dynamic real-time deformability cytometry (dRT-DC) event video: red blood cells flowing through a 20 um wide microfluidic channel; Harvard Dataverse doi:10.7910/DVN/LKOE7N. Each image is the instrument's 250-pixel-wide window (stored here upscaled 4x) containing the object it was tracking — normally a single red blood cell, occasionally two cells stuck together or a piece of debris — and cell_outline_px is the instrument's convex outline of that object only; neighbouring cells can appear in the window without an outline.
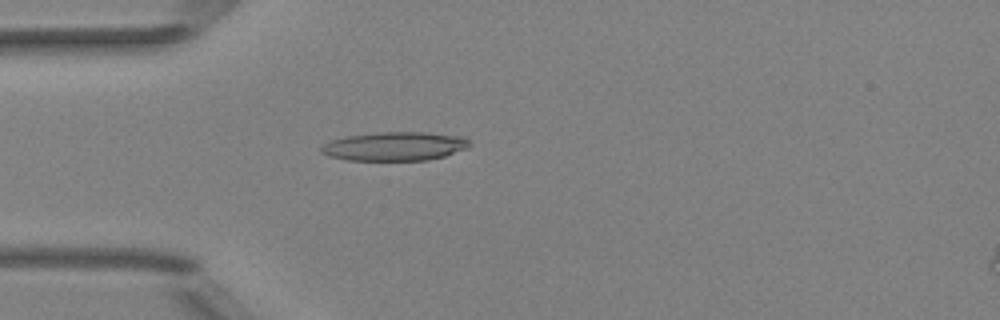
{"species": "Egyptian fruit bat (a non-hibernating species)", "species_latin": "Rousettus aegyptiacus", "temperature_condition": "room temperature", "stored_images_in_passage": 51, "camera_frame_rate_fps": 3000, "um_per_image_px": 0.085, "animal": {"sex": "female"}, "frame": {"image": 1, "passage_image": 15, "time_ms": 4.667, "image_size_px": [1000, 320], "cell_outline_px": [[472, 144], [468, 148], [444, 156], [428, 160], [348, 160], [328, 156], [320, 152], [320, 148], [324, 144], [332, 140], [348, 136], [376, 132], [424, 132], [464, 136]], "centroid_in_image_um": [33.58, 12.43], "position_along_channel_um": 51.4, "area_um2": 24.97}}
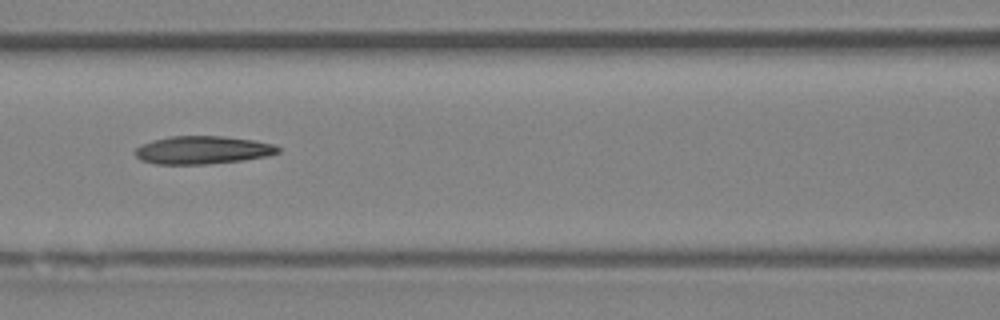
{"frame": {"image": 2, "passage_image": 23, "time_ms": 7.333, "image_size_px": [1000, 320], "cell_outline_px": [[280, 152], [268, 156], [244, 160], [208, 164], [156, 164], [140, 160], [132, 152], [140, 144], [152, 140], [172, 136], [224, 136], [252, 140], [272, 144], [280, 148]], "centroid_in_image_um": [17.18, 12.76], "position_along_channel_um": 149.4, "area_um2": 23.47}}
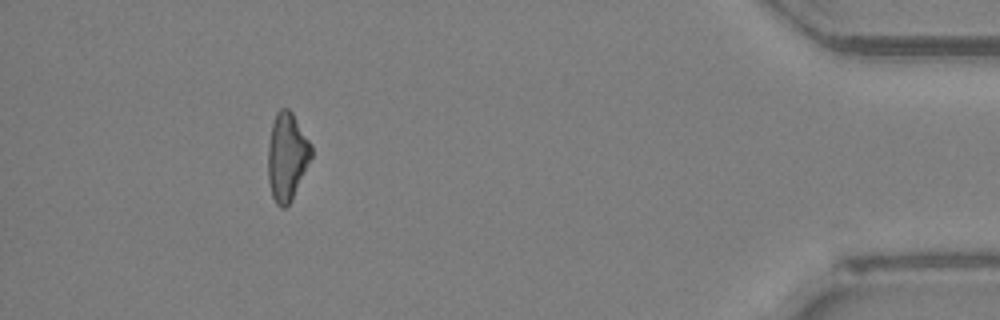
{"frame": {"image": 3, "passage_image": 47, "time_ms": 15.333, "image_size_px": [1000, 320], "cell_outline_px": [[312, 156], [292, 200], [284, 208], [280, 208], [276, 204], [272, 196], [268, 180], [268, 144], [272, 124], [276, 112], [280, 108], [288, 108], [292, 112], [312, 144]], "centroid_in_image_um": [24.39, 13.31], "position_along_channel_um": 410.8, "area_um2": 22.31}, "authors_computed_cell_mechanics": {"area_um2": 23.3512, "velocity_mm_per_s": 4.0191, "shape_relaxation_time_tau1_ms": 4.5408, "shape_relaxation_time_tau2_ms": null, "deformation_change_tau1": 0.1479, "deformation_change_tau2": null}}